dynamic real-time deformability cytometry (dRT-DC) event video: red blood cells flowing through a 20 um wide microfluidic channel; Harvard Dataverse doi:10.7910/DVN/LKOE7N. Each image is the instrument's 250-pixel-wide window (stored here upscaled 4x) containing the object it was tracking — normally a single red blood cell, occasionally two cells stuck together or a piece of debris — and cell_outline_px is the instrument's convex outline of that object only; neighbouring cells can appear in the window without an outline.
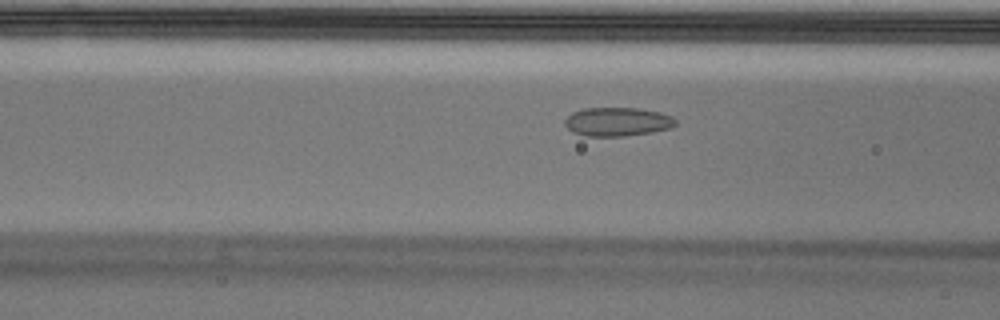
{"species": "Egyptian fruit bat (a non-hibernating species)", "species_latin": "Rousettus aegyptiacus", "temperature_condition": "cold", "stored_images_in_passage": 46, "camera_frame_rate_fps": 3000, "um_per_image_px": 0.085, "animal": {"sex": "male"}, "frame": {"image": 1, "passage_image": 11, "time_ms": 3.333, "image_size_px": [1000, 320], "cell_outline_px": [[676, 124], [672, 128], [652, 132], [624, 136], [584, 136], [572, 132], [564, 124], [564, 120], [572, 112], [584, 108], [640, 108], [660, 112], [672, 116], [676, 120]], "centroid_in_image_um": [52.48, 10.35], "position_along_channel_um": 114.1, "area_um2": 18.73}}
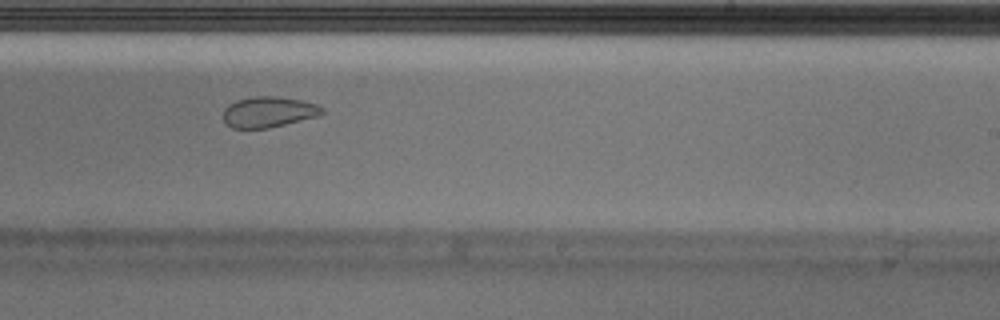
{"frame": {"image": 2, "passage_image": 24, "time_ms": 7.667, "image_size_px": [1000, 320], "cell_outline_px": [[324, 112], [320, 116], [268, 128], [232, 128], [224, 120], [224, 108], [228, 104], [236, 100], [256, 96], [276, 96], [300, 100], [316, 104], [324, 108]], "centroid_in_image_um": [22.84, 9.51], "position_along_channel_um": 266.2, "area_um2": 17.69}}
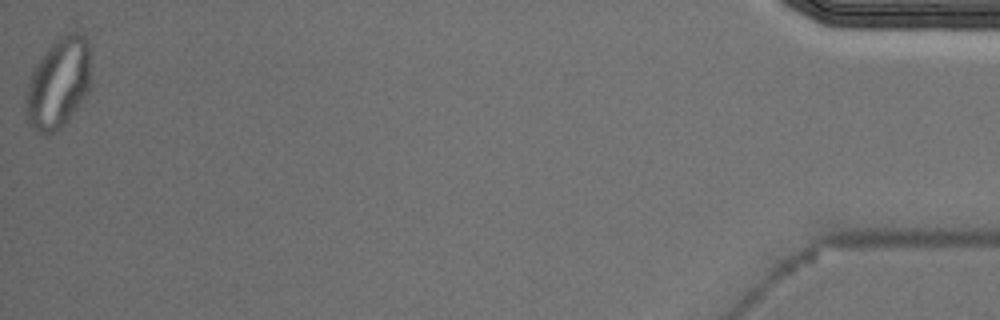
{"frame": {"image": 3, "passage_image": 46, "time_ms": 15.0, "image_size_px": [1000, 320], "cell_outline_px": [[88, 88], [84, 96], [68, 120], [60, 128], [48, 136], [44, 136], [36, 132], [28, 124], [24, 108], [24, 100], [28, 84], [32, 72], [48, 48], [60, 36], [68, 32], [76, 32], [84, 36], [88, 40]], "centroid_in_image_um": [4.9, 7.13], "position_along_channel_um": 430.3, "area_um2": 33.81}, "authors_computed_cell_mechanics": {"area_um2": 19.2763, "velocity_mm_per_s": 3.5046, "shape_relaxation_time_tau1_ms": null, "shape_relaxation_time_tau2_ms": 1.0805, "deformation_change_tau1": null, "deformation_change_tau2": 0.0578}}